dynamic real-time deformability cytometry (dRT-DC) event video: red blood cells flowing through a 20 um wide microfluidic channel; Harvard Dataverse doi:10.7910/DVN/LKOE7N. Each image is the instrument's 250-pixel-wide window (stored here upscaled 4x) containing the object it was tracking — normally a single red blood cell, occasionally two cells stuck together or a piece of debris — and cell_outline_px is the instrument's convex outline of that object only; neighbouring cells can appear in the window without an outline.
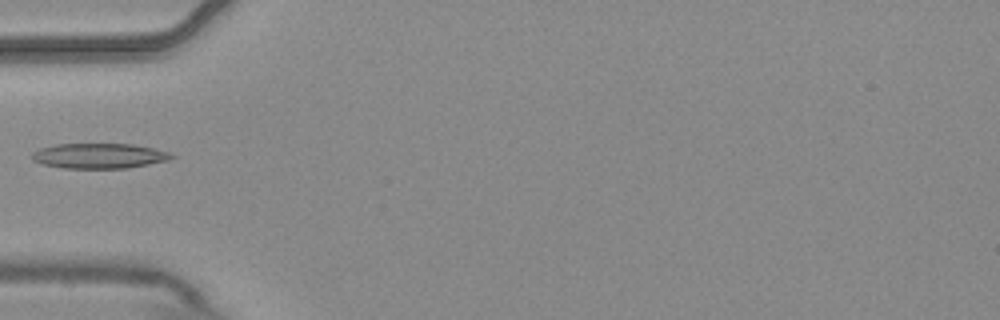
{"species": "common noctule bat (a hibernating species)", "species_latin": "Nyctalus noctula", "temperature_condition": "warm", "stored_images_in_passage": 6, "camera_frame_rate_fps": 3000, "um_per_image_px": 0.085, "animal": {"sex": "male", "body_mass_g": 20.4}, "frame": {"image": 1, "passage_image": 6, "time_ms": 1.667, "image_size_px": [1000, 320], "cell_outline_px": [[176, 156], [168, 160], [128, 168], [64, 168], [44, 164], [32, 160], [32, 152], [40, 148], [56, 144], [132, 144], [152, 148], [168, 152]], "centroid_in_image_um": [8.41, 13.24], "position_along_channel_um": 76.6, "area_um2": 20.29}}